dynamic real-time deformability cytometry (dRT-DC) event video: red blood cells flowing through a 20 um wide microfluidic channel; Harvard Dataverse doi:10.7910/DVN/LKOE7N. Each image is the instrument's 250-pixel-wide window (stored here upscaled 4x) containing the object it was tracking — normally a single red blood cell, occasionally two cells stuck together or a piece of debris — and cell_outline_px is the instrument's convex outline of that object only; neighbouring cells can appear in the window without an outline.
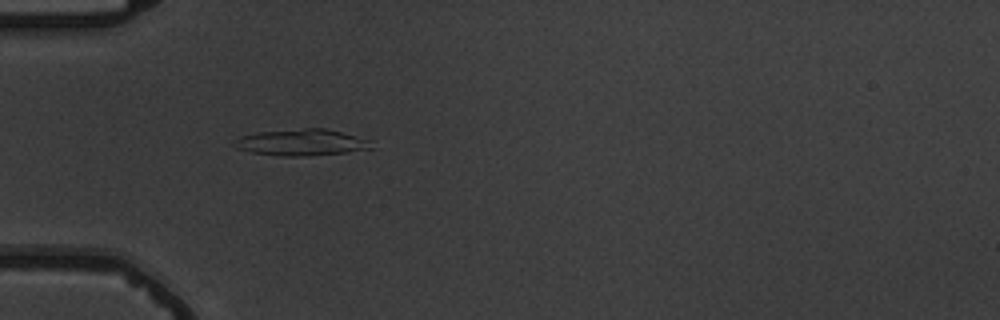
{"species": "common noctule bat (a hibernating species)", "species_latin": "Nyctalus noctula", "temperature_condition": "warm", "stored_images_in_passage": 5, "camera_frame_rate_fps": 3000, "um_per_image_px": 0.085, "animal": {"sex": "male", "body_mass_g": 19.5, "forearm_length_mm": 54.6}, "frame": {"image": 1, "passage_image": 5, "time_ms": 5.333, "image_size_px": [1000, 320], "cell_outline_px": [[376, 148], [348, 152], [304, 156], [284, 156], [252, 152], [236, 148], [232, 144], [232, 140], [240, 136], [256, 132], [304, 128], [324, 128], [372, 140]], "centroid_in_image_um": [25.65, 12.1], "position_along_channel_um": 59.4, "area_um2": 21.33}}